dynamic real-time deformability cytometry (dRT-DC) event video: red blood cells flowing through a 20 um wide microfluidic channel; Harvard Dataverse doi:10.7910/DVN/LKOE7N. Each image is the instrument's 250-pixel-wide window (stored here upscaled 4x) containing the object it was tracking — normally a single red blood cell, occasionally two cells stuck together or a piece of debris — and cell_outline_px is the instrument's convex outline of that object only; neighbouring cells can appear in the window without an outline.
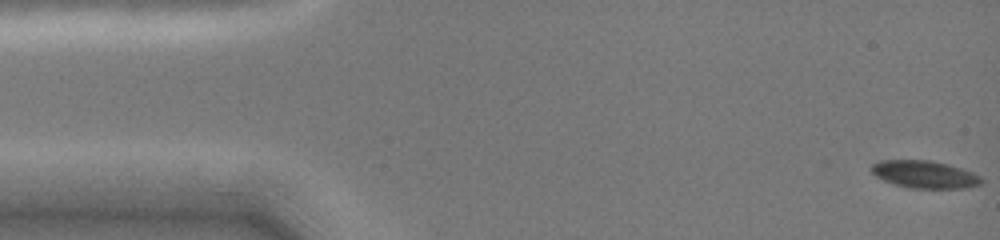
{"species": "common noctule bat (a hibernating species)", "species_latin": "Nyctalus noctula", "temperature_condition": "cold", "stored_images_in_passage": 7, "camera_frame_rate_fps": 3000, "um_per_image_px": 0.085, "animal": {"sex": "female", "body_mass_g": 19.0, "forearm_length_mm": 51.5}, "frame": {"image": 1, "passage_image": 1, "time_ms": 0.0, "image_size_px": [1000, 240], "cell_outline_px": [[984, 180], [980, 184], [964, 188], [908, 188], [884, 180], [876, 176], [868, 168], [872, 164], [880, 160], [932, 160], [948, 164], [972, 172], [980, 176]], "centroid_in_image_um": [78.57, 14.81], "position_along_channel_um": 6.4, "area_um2": 17.63}}
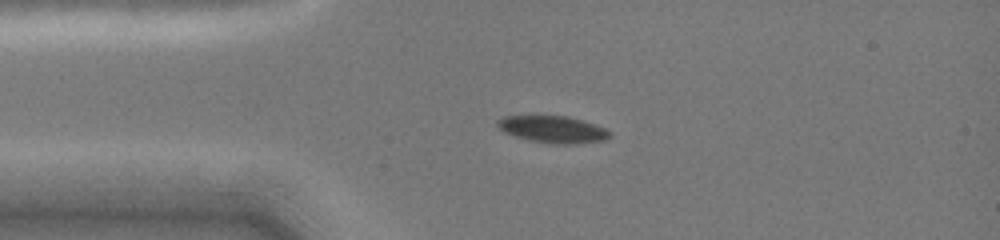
{"frame": {"image": 2, "passage_image": 6, "time_ms": 3.333, "image_size_px": [1000, 240], "cell_outline_px": [[612, 136], [604, 140], [576, 144], [552, 144], [528, 140], [504, 132], [496, 124], [496, 120], [504, 116], [568, 116], [584, 120], [604, 128]], "centroid_in_image_um": [46.99, 11.0], "position_along_channel_um": 38.0, "area_um2": 17.63}}